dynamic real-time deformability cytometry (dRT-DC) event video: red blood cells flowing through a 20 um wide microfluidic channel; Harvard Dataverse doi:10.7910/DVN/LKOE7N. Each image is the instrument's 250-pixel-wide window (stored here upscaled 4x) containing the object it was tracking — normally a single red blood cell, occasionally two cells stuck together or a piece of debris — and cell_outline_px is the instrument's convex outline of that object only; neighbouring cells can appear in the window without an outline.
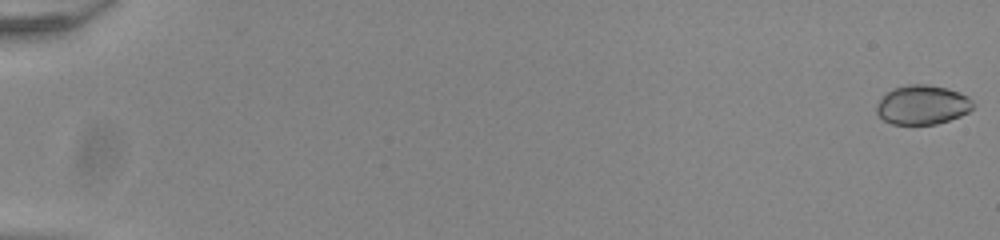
{"species": "common noctule bat (a hibernating species)", "species_latin": "Nyctalus noctula", "temperature_condition": "room temperature", "stored_images_in_passage": 55, "camera_frame_rate_fps": 3000, "um_per_image_px": 0.085, "animal": {"sex": "male", "body_mass_g": 20.0, "forearm_length_mm": 53.3}, "frame": {"image": 1, "passage_image": 1, "time_ms": 0.0, "image_size_px": [1000, 240], "cell_outline_px": [[976, 104], [968, 112], [960, 116], [936, 124], [892, 124], [884, 120], [876, 112], [876, 104], [884, 92], [892, 88], [908, 84], [924, 84], [944, 88], [960, 92], [968, 96]], "centroid_in_image_um": [78.38, 8.9], "position_along_channel_um": 6.6, "area_um2": 22.25}}
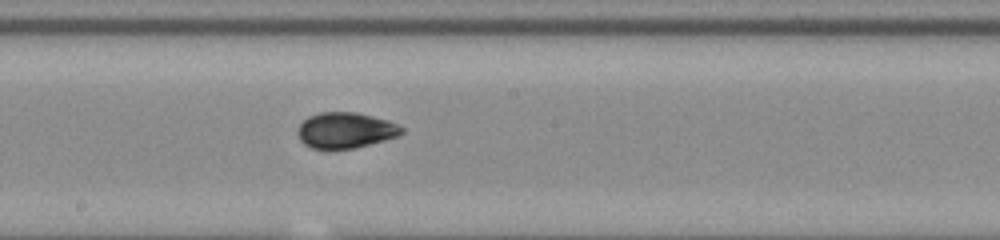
{"frame": {"image": 2, "passage_image": 32, "time_ms": 10.333, "image_size_px": [1000, 240], "cell_outline_px": [[404, 132], [396, 136], [384, 140], [352, 148], [312, 148], [304, 144], [300, 140], [296, 132], [300, 124], [308, 116], [320, 112], [356, 112], [388, 120], [404, 128]], "centroid_in_image_um": [29.34, 11.06], "position_along_channel_um": 218.9, "area_um2": 21.44}}
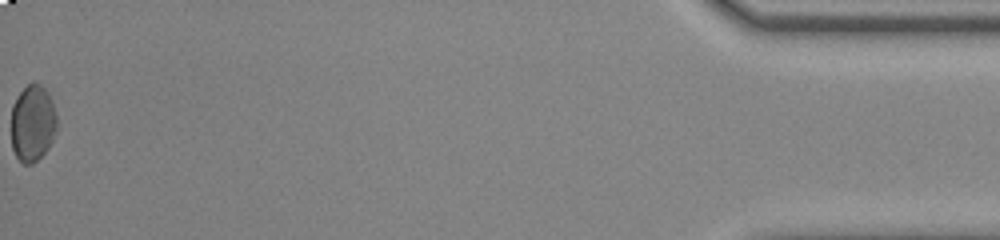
{"frame": {"image": 3, "passage_image": 55, "time_ms": 18.0, "image_size_px": [1000, 240], "cell_outline_px": [[56, 132], [48, 148], [32, 164], [24, 164], [16, 156], [12, 148], [12, 104], [20, 92], [32, 80], [36, 80], [48, 92], [52, 100], [56, 112]], "centroid_in_image_um": [2.78, 10.43], "position_along_channel_um": 432.4, "area_um2": 20.52}, "authors_computed_cell_mechanics": {"area_um2": 21.386, "velocity_mm_per_s": 3.926, "shape_relaxation_time_tau1_ms": 4.2559, "shape_relaxation_time_tau2_ms": 2.6661, "deformation_change_tau1": 0.0984, "deformation_change_tau2": 0.0681}}